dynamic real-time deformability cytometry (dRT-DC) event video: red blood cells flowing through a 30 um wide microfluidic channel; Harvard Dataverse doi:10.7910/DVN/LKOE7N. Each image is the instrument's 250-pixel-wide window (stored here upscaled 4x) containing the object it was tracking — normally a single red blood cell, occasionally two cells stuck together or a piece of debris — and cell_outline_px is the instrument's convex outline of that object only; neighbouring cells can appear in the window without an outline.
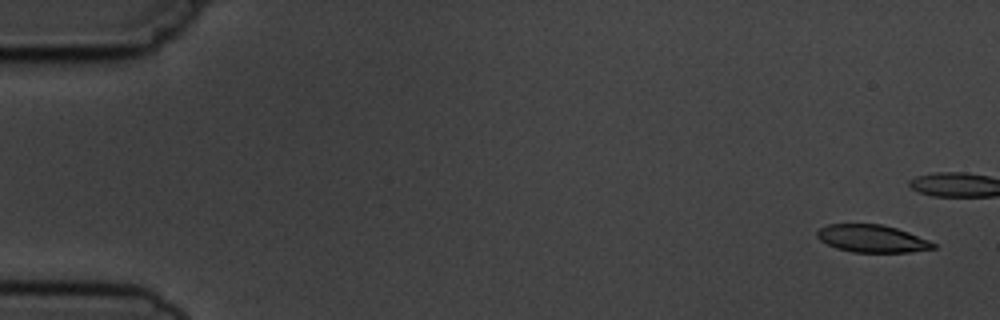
{"species": "common noctule bat (a hibernating species)", "species_latin": "Nyctalus noctula", "temperature_condition": "cold", "stored_images_in_passage": 6, "camera_frame_rate_fps": 3000, "um_per_image_px": 0.085, "animal": {"sex": "male", "body_mass_g": 19.5, "forearm_length_mm": 54.6}, "frame": {"image": 1, "passage_image": 1, "time_ms": 0.0, "image_size_px": [1000, 320], "cell_outline_px": [[936, 248], [908, 252], [852, 252], [836, 248], [820, 240], [816, 236], [816, 232], [820, 228], [828, 224], [880, 224], [896, 228], [908, 232], [928, 240], [936, 244]], "centroid_in_image_um": [74.1, 20.28], "position_along_channel_um": 10.9, "area_um2": 18.5}}
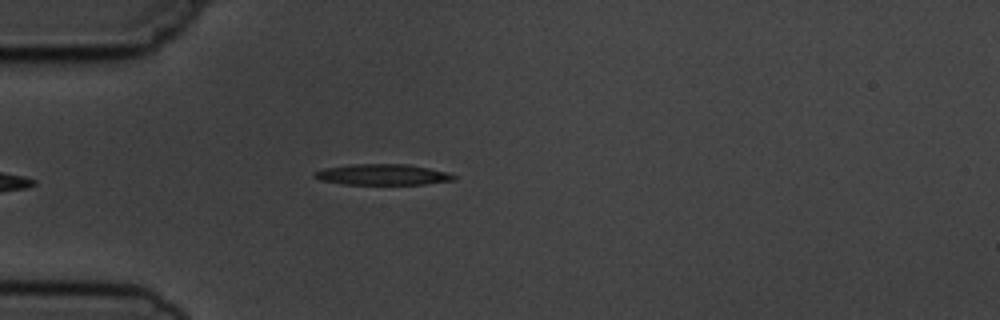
{"frame": {"image": 2, "passage_image": 6, "time_ms": 5.667, "image_size_px": [1000, 320], "cell_outline_px": [[456, 180], [424, 184], [344, 184], [320, 180], [312, 176], [312, 172], [324, 168], [348, 164], [408, 164], [448, 172], [456, 176]], "centroid_in_image_um": [32.49, 14.83], "position_along_channel_um": 52.5, "area_um2": 17.05}}